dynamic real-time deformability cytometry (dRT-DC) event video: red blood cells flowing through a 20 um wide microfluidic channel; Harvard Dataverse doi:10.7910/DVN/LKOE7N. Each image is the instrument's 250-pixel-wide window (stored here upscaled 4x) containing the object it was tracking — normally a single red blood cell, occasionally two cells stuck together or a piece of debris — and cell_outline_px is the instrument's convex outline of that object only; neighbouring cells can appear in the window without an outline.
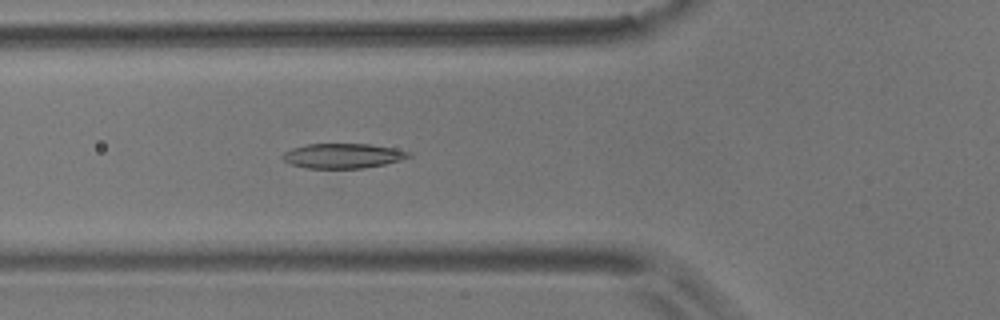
{"species": "common noctule bat (a hibernating species)", "species_latin": "Nyctalus noctula", "temperature_condition": "room temperature", "stored_images_in_passage": 51, "camera_frame_rate_fps": 3000, "um_per_image_px": 0.085, "animal": {"sex": "male", "body_mass_g": 17.9}, "frame": {"image": 1, "passage_image": 15, "time_ms": 4.667, "image_size_px": [1000, 320], "cell_outline_px": [[412, 156], [400, 160], [384, 164], [364, 168], [308, 168], [292, 164], [284, 160], [280, 156], [284, 152], [292, 148], [308, 144], [368, 144], [392, 148], [412, 152]], "centroid_in_image_um": [29.14, 13.24], "position_along_channel_um": 96.7, "area_um2": 18.09}}
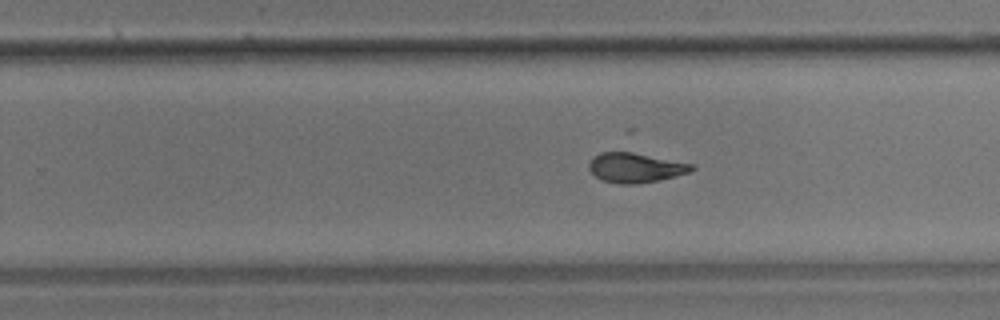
{"frame": {"image": 2, "passage_image": 30, "time_ms": 9.667, "image_size_px": [1000, 320], "cell_outline_px": [[696, 168], [688, 172], [660, 180], [636, 184], [620, 184], [604, 180], [596, 176], [588, 168], [588, 164], [600, 152], [632, 152], [692, 164]], "centroid_in_image_um": [54.01, 14.26], "position_along_channel_um": 275.8, "area_um2": 17.4}}
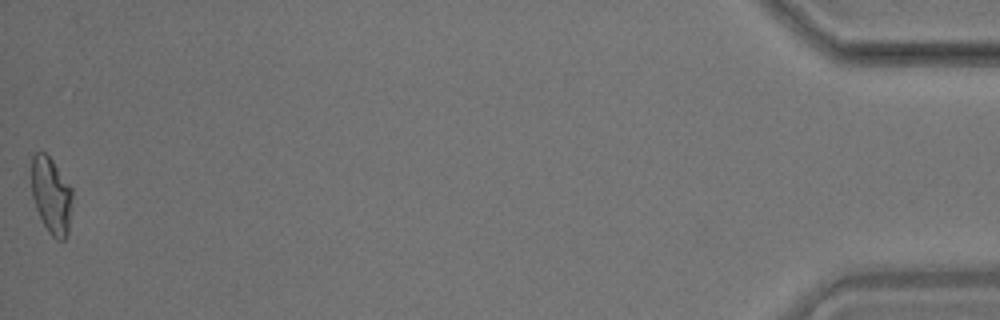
{"frame": {"image": 3, "passage_image": 51, "time_ms": 16.667, "image_size_px": [1000, 320], "cell_outline_px": [[72, 208], [68, 232], [64, 240], [56, 240], [48, 232], [36, 208], [32, 196], [32, 156], [36, 152], [44, 152], [52, 160], [72, 188]], "centroid_in_image_um": [4.38, 16.64], "position_along_channel_um": 430.8, "area_um2": 18.21}, "authors_computed_cell_mechanics": {"area_um2": 18.3226, "velocity_mm_per_s": 3.5809, "shape_relaxation_time_tau1_ms": 5.2109, "shape_relaxation_time_tau2_ms": 2.8397, "deformation_change_tau1": 0.1768, "deformation_change_tau2": 0.0991}}